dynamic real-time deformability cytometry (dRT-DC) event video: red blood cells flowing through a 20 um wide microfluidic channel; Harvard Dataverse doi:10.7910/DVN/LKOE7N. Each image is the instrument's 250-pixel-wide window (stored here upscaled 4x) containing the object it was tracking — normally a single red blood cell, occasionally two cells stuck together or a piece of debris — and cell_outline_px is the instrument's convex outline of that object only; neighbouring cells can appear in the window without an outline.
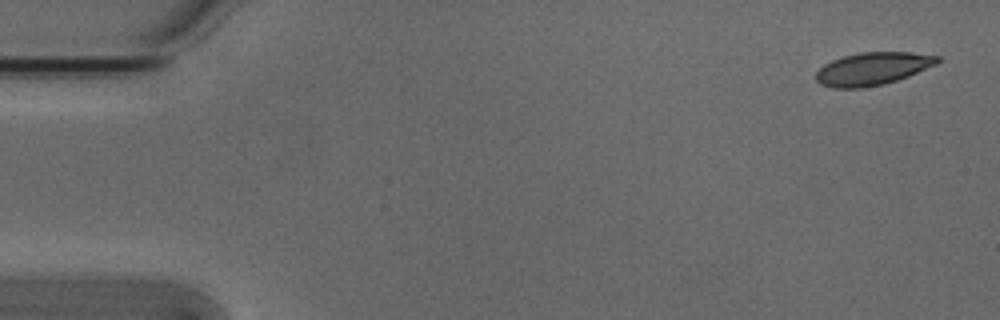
{"species": "Egyptian fruit bat (a non-hibernating species)", "species_latin": "Rousettus aegyptiacus", "temperature_condition": "cold", "stored_images_in_passage": 8, "camera_frame_rate_fps": 3000, "um_per_image_px": 0.085, "animal": {"sex": "male"}, "frame": {"image": 1, "passage_image": 1, "time_ms": 0.0, "image_size_px": [1000, 320], "cell_outline_px": [[940, 60], [936, 64], [908, 76], [884, 84], [860, 88], [832, 88], [820, 84], [816, 80], [816, 72], [824, 64], [832, 60], [844, 56], [860, 52], [912, 52], [940, 56]], "centroid_in_image_um": [74.16, 5.84], "position_along_channel_um": 10.8, "area_um2": 23.12}}